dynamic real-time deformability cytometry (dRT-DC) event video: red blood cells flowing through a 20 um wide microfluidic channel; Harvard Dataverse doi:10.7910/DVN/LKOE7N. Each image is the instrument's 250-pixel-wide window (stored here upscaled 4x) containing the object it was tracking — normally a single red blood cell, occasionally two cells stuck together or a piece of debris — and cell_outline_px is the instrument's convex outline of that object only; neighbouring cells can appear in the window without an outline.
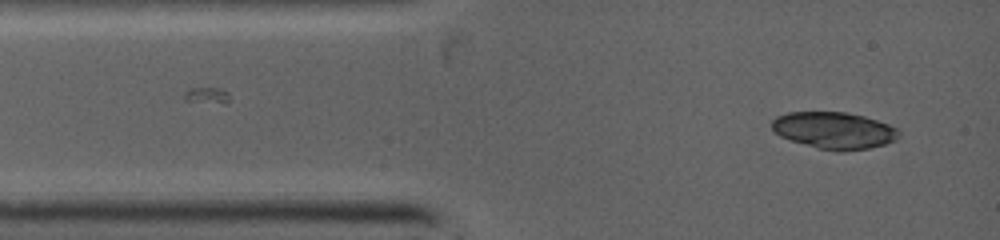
{"species": "common noctule bat (a hibernating species)", "species_latin": "Nyctalus noctula", "temperature_condition": "warm", "stored_images_in_passage": 5, "camera_frame_rate_fps": 5000, "um_per_image_px": 0.085, "animal": {"sex": "female", "body_mass_g": 19.0, "forearm_length_mm": 53.3}, "frame": {"image": 1, "passage_image": 1, "time_ms": 0.0, "image_size_px": [1000, 240], "cell_outline_px": [[900, 136], [884, 144], [868, 148], [820, 148], [792, 140], [780, 136], [772, 128], [772, 120], [776, 116], [788, 112], [848, 112], [864, 116], [900, 128]], "centroid_in_image_um": [70.9, 11.03], "position_along_channel_um": 14.1, "area_um2": 26.36}}